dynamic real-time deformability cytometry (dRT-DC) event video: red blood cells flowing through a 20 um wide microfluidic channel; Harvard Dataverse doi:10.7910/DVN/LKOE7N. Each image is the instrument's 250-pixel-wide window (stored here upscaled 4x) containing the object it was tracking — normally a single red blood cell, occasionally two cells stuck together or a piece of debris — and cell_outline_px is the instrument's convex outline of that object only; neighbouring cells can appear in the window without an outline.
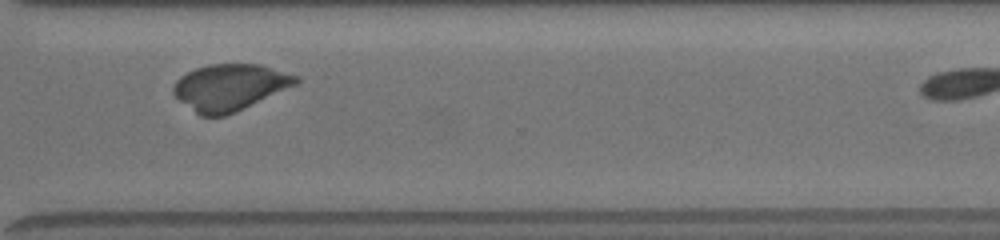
{"species": "common noctule bat (a hibernating species)", "species_latin": "Nyctalus noctula", "temperature_condition": "room temperature", "stored_images_in_passage": 28, "camera_frame_rate_fps": 3000, "um_per_image_px": 0.085, "animal": {"sex": "female", "body_mass_g": 19.5, "forearm_length_mm": 54.1}, "frame": {"image": 1, "passage_image": 24, "time_ms": 7.667, "image_size_px": [1000, 240], "cell_outline_px": [[300, 84], [224, 116], [200, 116], [180, 100], [172, 92], [172, 88], [176, 80], [180, 76], [196, 68], [208, 64], [260, 64], [300, 76]], "centroid_in_image_um": [19.57, 7.4], "position_along_channel_um": 351.0, "area_um2": 33.18}}
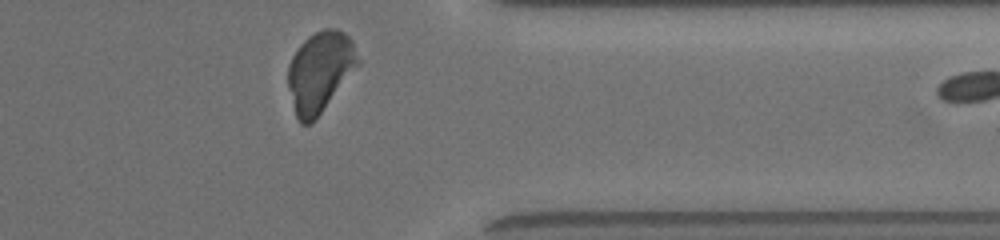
{"frame": {"image": 2, "passage_image": 27, "time_ms": 8.667, "image_size_px": [1000, 240], "cell_outline_px": [[360, 64], [320, 112], [308, 124], [300, 124], [296, 116], [288, 88], [288, 64], [292, 56], [300, 44], [308, 36], [324, 28], [340, 28], [352, 40], [360, 60]], "centroid_in_image_um": [27.2, 6.03], "position_along_channel_um": 384.2, "area_um2": 32.48}}